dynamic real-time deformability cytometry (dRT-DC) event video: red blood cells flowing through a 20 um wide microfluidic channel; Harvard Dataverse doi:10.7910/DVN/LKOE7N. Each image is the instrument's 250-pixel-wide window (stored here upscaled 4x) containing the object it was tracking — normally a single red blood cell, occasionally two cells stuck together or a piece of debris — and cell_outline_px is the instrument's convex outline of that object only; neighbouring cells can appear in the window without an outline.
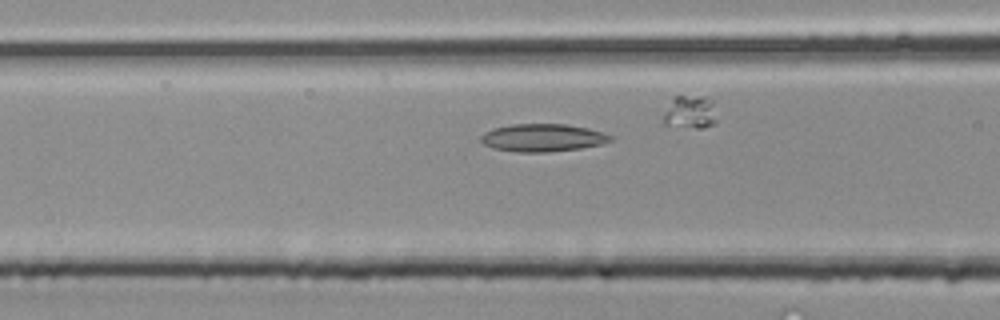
{"species": "common noctule bat (a hibernating species)", "species_latin": "Nyctalus noctula", "temperature_condition": "room temperature", "stored_images_in_passage": 20, "camera_frame_rate_fps": 3000, "um_per_image_px": 0.085, "animal": {"sex": "male", "body_mass_g": 20.4}, "frame": {"image": 1, "passage_image": 4, "time_ms": 1.0, "image_size_px": [1000, 320], "cell_outline_px": [[612, 140], [600, 144], [580, 148], [544, 152], [516, 152], [492, 148], [484, 144], [480, 140], [480, 136], [484, 132], [492, 128], [512, 124], [564, 124], [588, 128], [612, 136]], "centroid_in_image_um": [46.06, 11.7], "position_along_channel_um": 120.5, "area_um2": 20.81}}
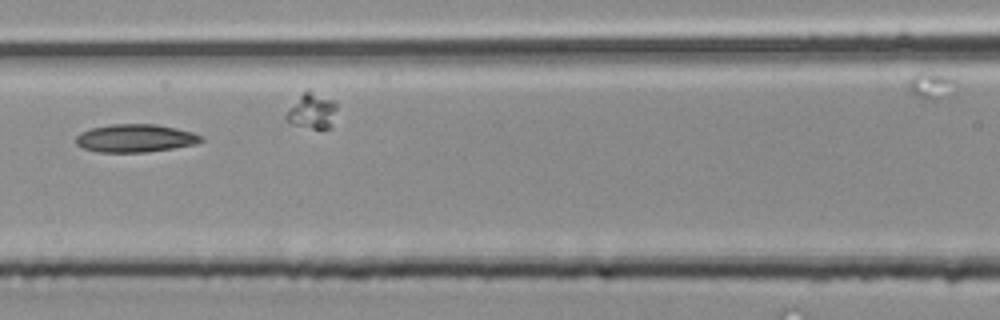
{"frame": {"image": 2, "passage_image": 6, "time_ms": 1.667, "image_size_px": [1000, 320], "cell_outline_px": [[204, 140], [196, 144], [148, 152], [96, 152], [80, 148], [76, 144], [76, 136], [80, 132], [92, 128], [112, 124], [156, 124], [176, 128], [192, 132], [204, 136]], "centroid_in_image_um": [11.49, 11.75], "position_along_channel_um": 155.1, "area_um2": 20.58}}